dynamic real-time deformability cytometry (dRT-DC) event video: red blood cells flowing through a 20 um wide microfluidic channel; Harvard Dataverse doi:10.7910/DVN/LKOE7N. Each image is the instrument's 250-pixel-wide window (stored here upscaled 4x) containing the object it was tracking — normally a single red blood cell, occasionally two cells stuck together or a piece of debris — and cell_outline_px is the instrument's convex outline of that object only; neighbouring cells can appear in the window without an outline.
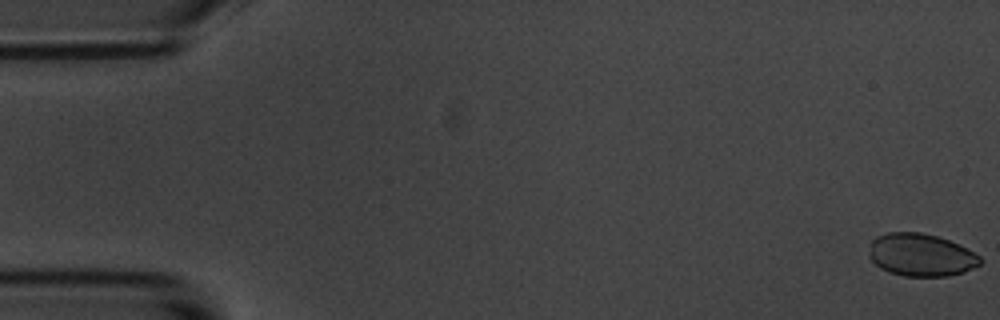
{"species": "common noctule bat (a hibernating species)", "species_latin": "Nyctalus noctula", "temperature_condition": "room temperature", "stored_images_in_passage": 5, "camera_frame_rate_fps": 3000, "um_per_image_px": 0.085, "animal": {"sex": "male", "body_mass_g": 20.1, "forearm_length_mm": 53.5}, "frame": {"image": 1, "passage_image": 1, "time_ms": 0.0, "image_size_px": [1000, 320], "cell_outline_px": [[984, 260], [980, 264], [964, 272], [948, 276], [904, 276], [888, 272], [880, 268], [868, 256], [868, 252], [872, 240], [876, 236], [888, 232], [920, 232], [936, 236], [948, 240], [980, 256]], "centroid_in_image_um": [78.25, 21.67], "position_along_channel_um": 6.8, "area_um2": 27.57}}
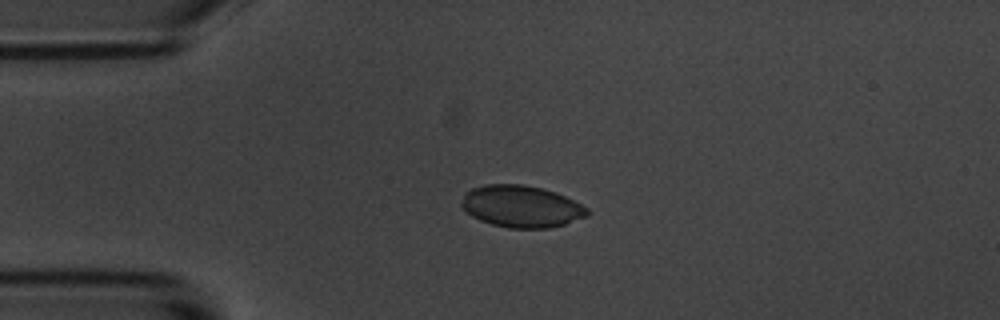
{"frame": {"image": 2, "passage_image": 4, "time_ms": 4.333, "image_size_px": [1000, 320], "cell_outline_px": [[588, 216], [564, 224], [548, 228], [508, 228], [492, 224], [480, 220], [472, 216], [460, 204], [464, 192], [472, 188], [484, 184], [524, 184], [556, 192], [588, 208]], "centroid_in_image_um": [44.29, 17.54], "position_along_channel_um": 40.7, "area_um2": 30.63}}